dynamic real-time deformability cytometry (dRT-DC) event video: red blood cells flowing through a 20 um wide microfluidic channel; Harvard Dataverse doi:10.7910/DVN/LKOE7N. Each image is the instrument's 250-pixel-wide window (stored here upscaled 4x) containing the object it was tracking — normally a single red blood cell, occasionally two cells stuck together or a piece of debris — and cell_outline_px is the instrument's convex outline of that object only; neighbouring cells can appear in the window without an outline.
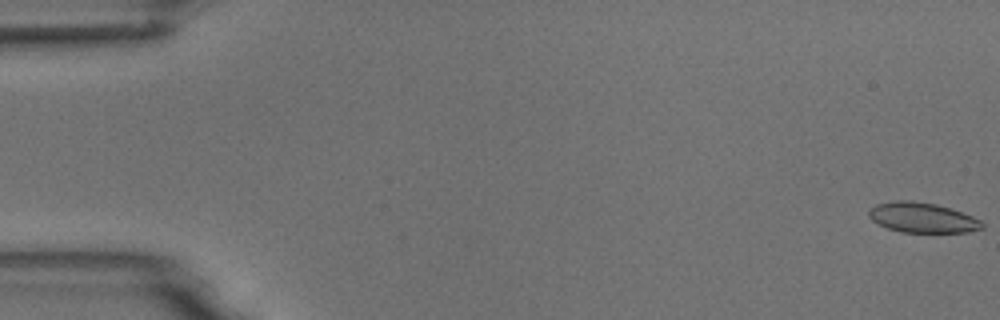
{"species": "common noctule bat (a hibernating species)", "species_latin": "Nyctalus noctula", "temperature_condition": "room temperature", "stored_images_in_passage": 6, "segment_of_instrument_passage": [2, 2], "camera_frame_rate_fps": 3000, "um_per_image_px": 0.085, "animal": {"sex": "male", "body_mass_g": 18.8}, "frame": {"image": 1, "passage_image": 6, "time_ms": 6.667, "image_size_px": [1000, 320], "cell_outline_px": [[984, 228], [968, 232], [900, 232], [888, 228], [872, 220], [868, 216], [868, 208], [876, 204], [896, 200], [912, 200], [936, 204], [972, 216], [980, 220], [984, 224]], "centroid_in_image_um": [78.37, 18.49], "position_along_channel_um": 6.6, "area_um2": 19.83}}